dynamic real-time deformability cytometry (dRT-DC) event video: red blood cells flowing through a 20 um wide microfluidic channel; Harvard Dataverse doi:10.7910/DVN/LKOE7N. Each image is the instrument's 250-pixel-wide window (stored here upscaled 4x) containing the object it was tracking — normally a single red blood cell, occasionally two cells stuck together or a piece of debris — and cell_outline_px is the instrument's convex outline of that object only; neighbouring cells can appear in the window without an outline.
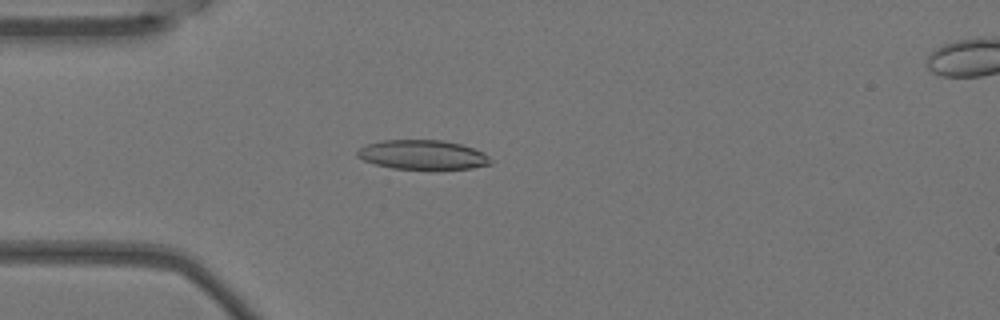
{"species": "Egyptian fruit bat (a non-hibernating species)", "species_latin": "Rousettus aegyptiacus", "temperature_condition": "warm", "stored_images_in_passage": 4, "camera_frame_rate_fps": 3000, "um_per_image_px": 0.085, "animal": {"sex": "female"}, "frame": {"image": 1, "passage_image": 3, "time_ms": 0.667, "image_size_px": [1000, 320], "cell_outline_px": [[492, 164], [472, 168], [432, 172], [428, 172], [392, 168], [376, 164], [364, 160], [356, 156], [356, 152], [360, 148], [368, 144], [380, 140], [440, 140], [460, 144], [484, 152], [492, 160]], "centroid_in_image_um": [35.96, 13.21], "position_along_channel_um": 49.0, "area_um2": 23.7}}